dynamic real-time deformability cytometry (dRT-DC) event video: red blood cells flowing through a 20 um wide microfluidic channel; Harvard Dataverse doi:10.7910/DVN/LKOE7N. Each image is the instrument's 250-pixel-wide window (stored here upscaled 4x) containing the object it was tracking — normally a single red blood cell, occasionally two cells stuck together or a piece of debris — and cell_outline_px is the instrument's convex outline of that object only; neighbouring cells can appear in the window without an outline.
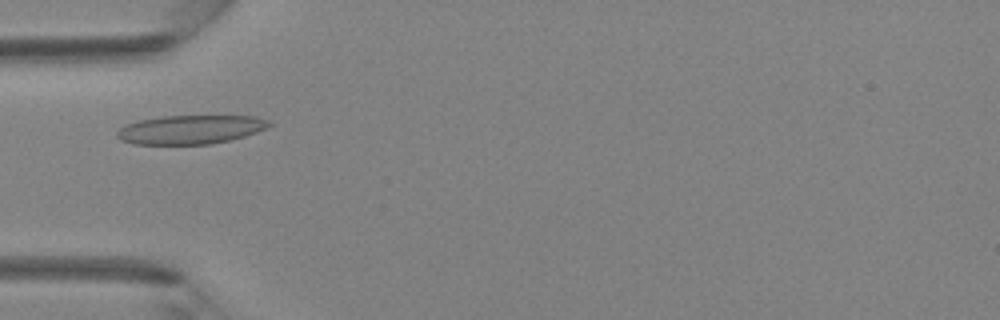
{"species": "Egyptian fruit bat (a non-hibernating species)", "species_latin": "Rousettus aegyptiacus", "temperature_condition": "room temperature", "stored_images_in_passage": 38, "camera_frame_rate_fps": 3000, "um_per_image_px": 0.085, "animal": {"sex": "female"}, "frame": {"image": 1, "passage_image": 9, "time_ms": 2.667, "image_size_px": [1000, 320], "cell_outline_px": [[272, 124], [268, 128], [244, 136], [228, 140], [208, 144], [132, 144], [120, 140], [116, 136], [116, 132], [120, 128], [128, 124], [140, 120], [164, 116], [252, 116], [268, 120]], "centroid_in_image_um": [16.18, 11.01], "position_along_channel_um": 68.8, "area_um2": 25.37}}
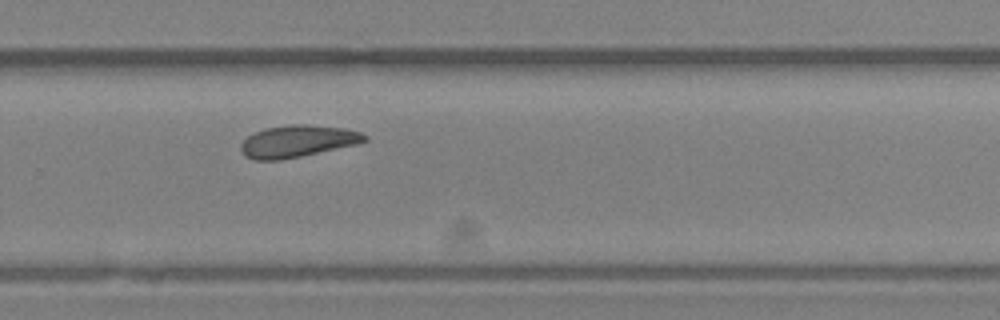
{"frame": {"image": 2, "passage_image": 24, "time_ms": 7.667, "image_size_px": [1000, 320], "cell_outline_px": [[368, 140], [356, 144], [300, 156], [280, 160], [256, 160], [244, 156], [240, 152], [240, 144], [248, 136], [256, 132], [268, 128], [292, 124], [304, 124], [344, 128], [360, 132], [368, 136]], "centroid_in_image_um": [25.27, 12.01], "position_along_channel_um": 304.5, "area_um2": 22.83}}
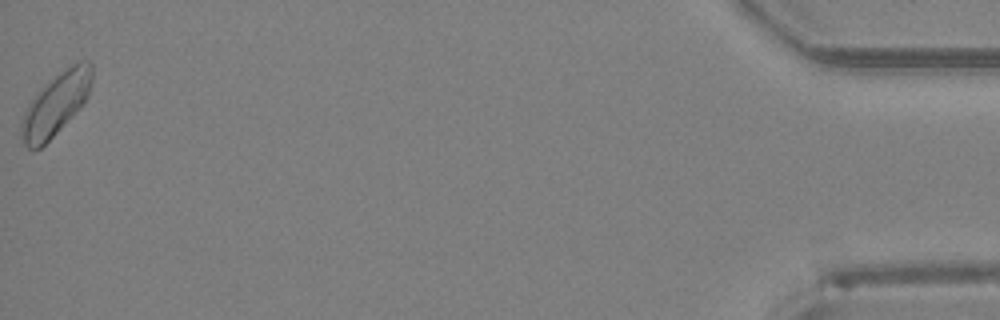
{"frame": {"image": 3, "passage_image": 38, "time_ms": 12.333, "image_size_px": [1000, 320], "cell_outline_px": [[92, 80], [88, 96], [84, 104], [40, 148], [28, 148], [24, 144], [20, 136], [20, 124], [24, 112], [28, 104], [40, 88], [44, 84], [64, 68], [80, 60], [88, 60], [92, 64]], "centroid_in_image_um": [4.74, 8.81], "position_along_channel_um": 430.5, "area_um2": 25.61}}